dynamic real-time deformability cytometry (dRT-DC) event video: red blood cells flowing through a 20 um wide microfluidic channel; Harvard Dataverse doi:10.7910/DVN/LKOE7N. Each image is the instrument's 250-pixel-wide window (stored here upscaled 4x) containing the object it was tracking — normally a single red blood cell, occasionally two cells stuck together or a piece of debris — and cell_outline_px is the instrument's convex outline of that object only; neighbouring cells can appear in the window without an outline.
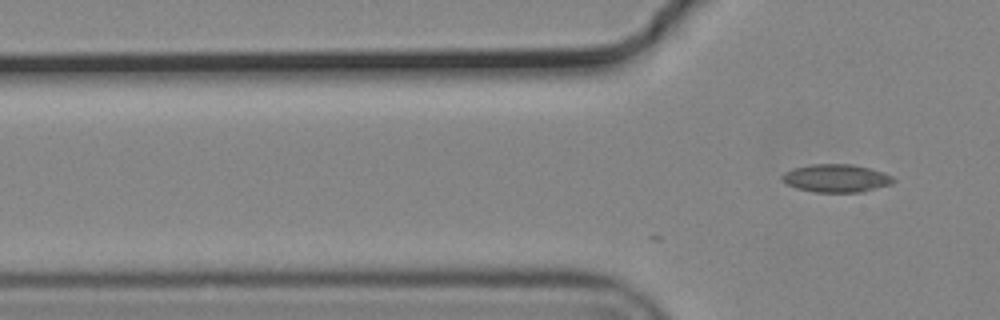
{"species": "common noctule bat (a hibernating species)", "species_latin": "Nyctalus noctula", "temperature_condition": "cold", "stored_images_in_passage": 2, "camera_frame_rate_fps": 3000, "um_per_image_px": 0.085, "animal": {"sex": "male", "body_mass_g": 19.2, "forearm_length_mm": 51.8}, "frame": {"image": 1, "passage_image": 2, "time_ms": 0.333, "image_size_px": [1000, 320], "cell_outline_px": [[896, 180], [892, 184], [864, 192], [816, 192], [796, 188], [780, 180], [780, 176], [784, 172], [796, 168], [812, 164], [852, 164], [868, 168], [892, 176]], "centroid_in_image_um": [71.07, 15.16], "position_along_channel_um": 54.7, "area_um2": 18.09}}